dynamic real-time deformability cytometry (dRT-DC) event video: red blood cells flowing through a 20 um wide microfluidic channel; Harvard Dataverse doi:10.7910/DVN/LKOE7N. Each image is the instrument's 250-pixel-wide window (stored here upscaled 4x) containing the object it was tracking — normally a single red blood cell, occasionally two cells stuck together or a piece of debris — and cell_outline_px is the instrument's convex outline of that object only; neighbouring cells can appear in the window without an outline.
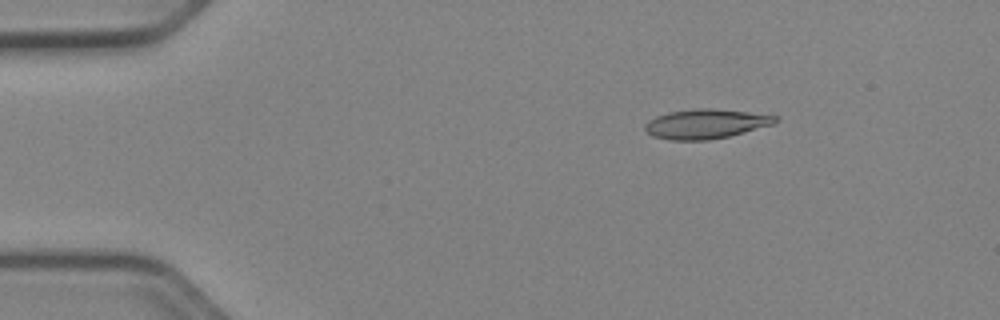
{"species": "Egyptian fruit bat (a non-hibernating species)", "species_latin": "Rousettus aegyptiacus", "temperature_condition": "cold", "stored_images_in_passage": 51, "camera_frame_rate_fps": 3000, "um_per_image_px": 0.085, "animal": {"sex": "female"}, "frame": {"image": 1, "passage_image": 8, "time_ms": 2.333, "image_size_px": [1000, 320], "cell_outline_px": [[780, 120], [772, 124], [744, 132], [728, 136], [708, 140], [668, 140], [652, 136], [644, 128], [644, 124], [648, 120], [656, 116], [668, 112], [696, 108], [712, 108], [748, 112], [776, 116]], "centroid_in_image_um": [59.94, 10.53], "position_along_channel_um": 25.1, "area_um2": 22.37}}
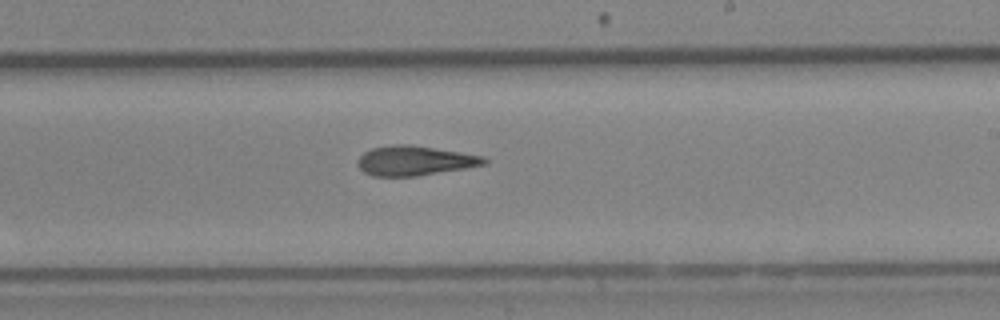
{"frame": {"image": 2, "passage_image": 31, "time_ms": 10.0, "image_size_px": [1000, 320], "cell_outline_px": [[488, 164], [416, 176], [372, 176], [364, 172], [356, 164], [360, 156], [364, 152], [372, 148], [396, 144], [408, 144], [460, 152], [484, 156], [488, 160]], "centroid_in_image_um": [35.24, 13.66], "position_along_channel_um": 253.8, "area_um2": 21.73}}
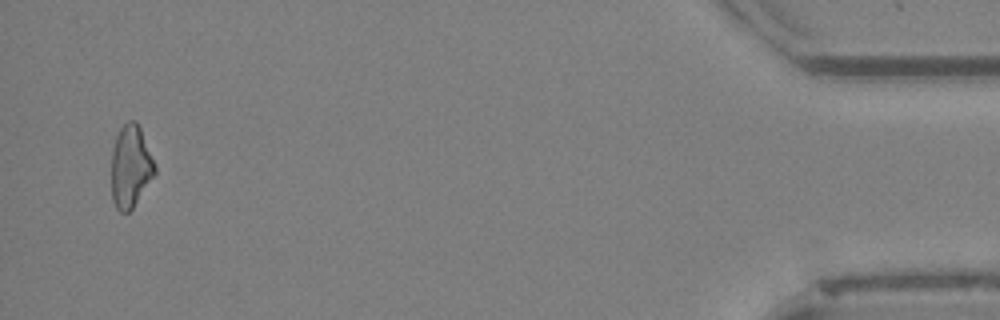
{"frame": {"image": 3, "passage_image": 50, "time_ms": 16.333, "image_size_px": [1000, 320], "cell_outline_px": [[156, 172], [132, 208], [128, 212], [120, 212], [116, 208], [112, 200], [112, 148], [116, 136], [120, 128], [128, 120], [136, 120], [140, 128], [156, 164]], "centroid_in_image_um": [11.1, 14.13], "position_along_channel_um": 424.1, "area_um2": 20.75}, "authors_computed_cell_mechanics": {"area_um2": 21.7328, "velocity_mm_per_s": 3.9725, "shape_relaxation_time_tau1_ms": null, "shape_relaxation_time_tau2_ms": 4.2525, "deformation_change_tau1": null, "deformation_change_tau2": 0.1475}}